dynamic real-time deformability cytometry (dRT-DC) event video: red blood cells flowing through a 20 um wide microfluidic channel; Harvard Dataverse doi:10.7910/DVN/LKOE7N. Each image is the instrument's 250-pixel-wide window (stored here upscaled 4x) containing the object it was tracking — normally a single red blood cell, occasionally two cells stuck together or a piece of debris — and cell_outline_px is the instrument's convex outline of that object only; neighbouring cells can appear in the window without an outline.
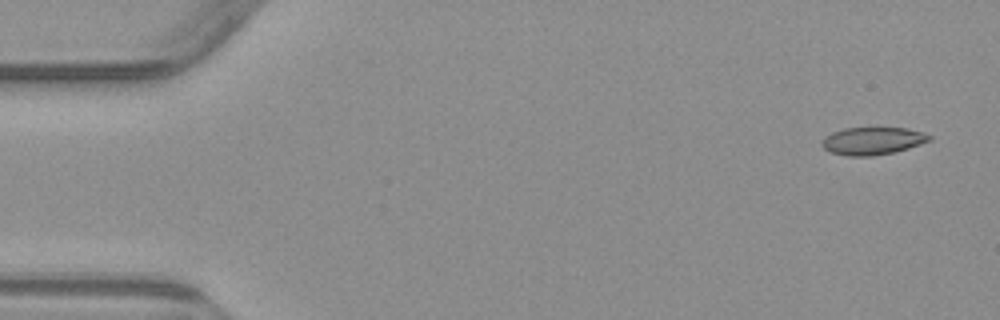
{"species": "common noctule bat (a hibernating species)", "species_latin": "Nyctalus noctula", "temperature_condition": "warm", "stored_images_in_passage": 4, "camera_frame_rate_fps": 3000, "um_per_image_px": 0.085, "animal": {"sex": "male", "body_mass_g": 23.1, "forearm_length_mm": 52.7}, "frame": {"image": 1, "passage_image": 1, "time_ms": 0.0, "image_size_px": [1000, 320], "cell_outline_px": [[932, 140], [908, 148], [892, 152], [872, 156], [848, 156], [828, 152], [820, 144], [824, 136], [832, 132], [844, 128], [908, 128], [924, 132], [932, 136]], "centroid_in_image_um": [74.15, 11.97], "position_along_channel_um": 10.9, "area_um2": 17.4}}